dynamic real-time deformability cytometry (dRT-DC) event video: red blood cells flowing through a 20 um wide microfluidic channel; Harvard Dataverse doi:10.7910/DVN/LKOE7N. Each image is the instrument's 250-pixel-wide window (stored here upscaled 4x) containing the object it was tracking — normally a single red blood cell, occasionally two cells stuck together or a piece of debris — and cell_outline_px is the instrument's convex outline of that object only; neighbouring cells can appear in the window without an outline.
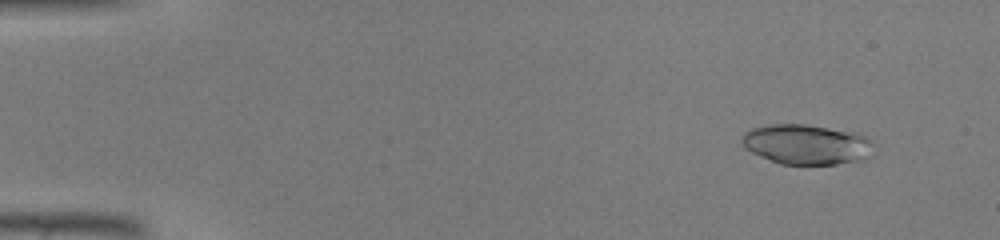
{"species": "common noctule bat (a hibernating species)", "species_latin": "Nyctalus noctula", "temperature_condition": "warm", "stored_images_in_passage": 45, "camera_frame_rate_fps": 3000, "um_per_image_px": 0.085, "animal": {"sex": "male", "body_mass_g": 19.0, "forearm_length_mm": 50.8}, "frame": {"image": 1, "passage_image": 4, "time_ms": 1.0, "image_size_px": [1000, 240], "cell_outline_px": [[876, 144], [860, 160], [836, 164], [780, 164], [760, 156], [744, 148], [740, 140], [744, 132], [752, 128], [768, 124], [804, 124], [864, 136], [872, 140]], "centroid_in_image_um": [68.45, 12.28], "position_along_channel_um": 16.5, "area_um2": 30.17}}
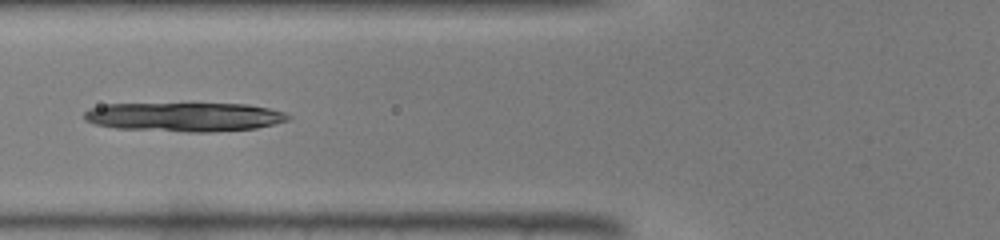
{"frame": {"image": 2, "passage_image": 18, "time_ms": 5.667, "image_size_px": [1000, 240], "cell_outline_px": [[292, 116], [288, 120], [256, 128], [212, 132], [188, 132], [116, 128], [96, 124], [84, 120], [84, 112], [88, 108], [104, 104], [248, 104], [268, 108], [284, 112]], "centroid_in_image_um": [15.66, 9.94], "position_along_channel_um": 110.1, "area_um2": 34.45}}
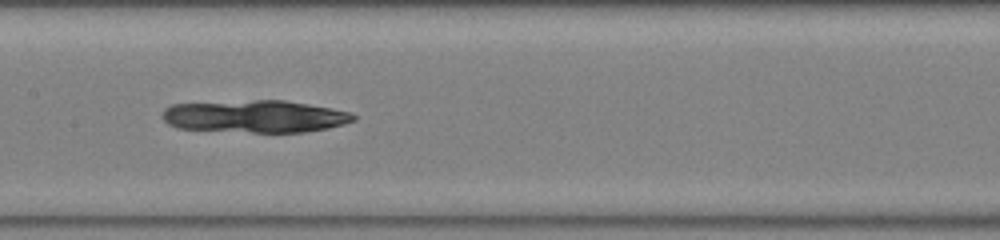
{"frame": {"image": 3, "passage_image": 23, "time_ms": 7.333, "image_size_px": [1000, 240], "cell_outline_px": [[356, 120], [344, 124], [328, 128], [304, 132], [252, 132], [176, 128], [168, 124], [160, 116], [164, 108], [172, 104], [256, 100], [284, 100], [332, 108], [352, 112], [356, 116]], "centroid_in_image_um": [21.68, 9.89], "position_along_channel_um": 185.7, "area_um2": 36.13}}